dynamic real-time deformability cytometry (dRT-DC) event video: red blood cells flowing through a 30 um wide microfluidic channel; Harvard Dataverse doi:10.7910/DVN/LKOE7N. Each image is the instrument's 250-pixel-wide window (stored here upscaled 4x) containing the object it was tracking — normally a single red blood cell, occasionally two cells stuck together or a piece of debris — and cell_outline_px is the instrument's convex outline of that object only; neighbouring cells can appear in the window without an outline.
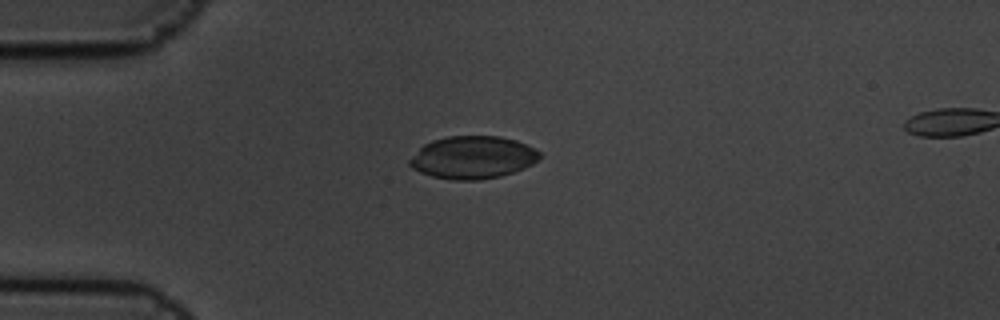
{"species": "common noctule bat (a hibernating species)", "species_latin": "Nyctalus noctula", "temperature_condition": "cold", "stored_images_in_passage": 6, "camera_frame_rate_fps": 3000, "um_per_image_px": 0.085, "animal": {"sex": "male", "body_mass_g": 19.5, "forearm_length_mm": 54.6}, "frame": {"image": 1, "passage_image": 3, "time_ms": 0.667, "image_size_px": [1000, 320], "cell_outline_px": [[540, 156], [532, 164], [524, 168], [500, 176], [480, 180], [452, 180], [432, 176], [420, 172], [412, 168], [408, 164], [408, 160], [424, 144], [432, 140], [448, 136], [500, 136], [516, 140], [540, 152]], "centroid_in_image_um": [40.15, 13.38], "position_along_channel_um": 44.9, "area_um2": 32.14}}
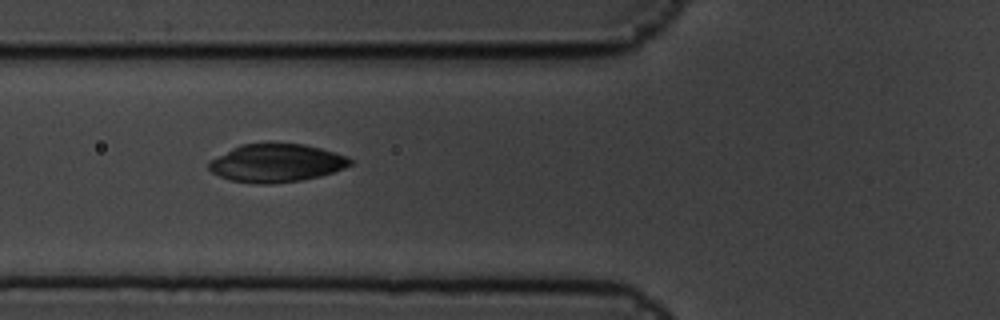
{"frame": {"image": 2, "passage_image": 5, "time_ms": 1.333, "image_size_px": [1000, 320], "cell_outline_px": [[352, 164], [344, 168], [320, 176], [300, 180], [272, 184], [256, 184], [232, 180], [220, 176], [212, 172], [208, 168], [208, 164], [212, 160], [232, 148], [240, 144], [304, 144], [336, 152], [348, 156], [352, 160]], "centroid_in_image_um": [23.52, 13.86], "position_along_channel_um": 102.3, "area_um2": 31.1}}
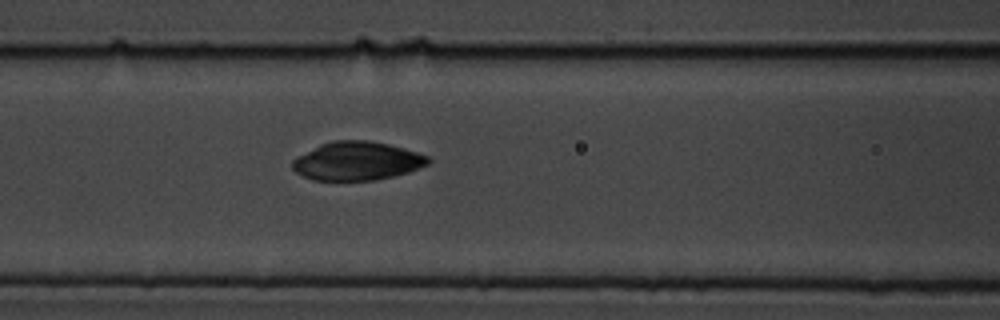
{"frame": {"image": 3, "passage_image": 6, "time_ms": 1.667, "image_size_px": [1000, 320], "cell_outline_px": [[432, 160], [428, 164], [408, 172], [376, 180], [312, 180], [296, 172], [292, 168], [292, 160], [296, 156], [320, 144], [332, 140], [372, 140], [404, 148], [428, 156]], "centroid_in_image_um": [30.33, 13.67], "position_along_channel_um": 136.3, "area_um2": 30.58}}